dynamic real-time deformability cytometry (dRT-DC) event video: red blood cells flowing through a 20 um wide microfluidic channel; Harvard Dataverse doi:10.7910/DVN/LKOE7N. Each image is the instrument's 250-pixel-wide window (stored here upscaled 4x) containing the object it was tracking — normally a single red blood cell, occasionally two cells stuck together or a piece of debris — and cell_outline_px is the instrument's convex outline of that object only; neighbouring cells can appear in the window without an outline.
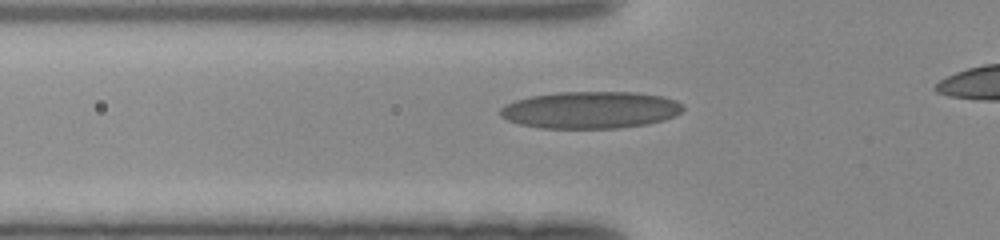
{"species": "human", "species_latin": "Homo sapiens", "temperature_condition": "room temperature", "stored_images_in_passage": 34, "camera_frame_rate_fps": 3000, "um_per_image_px": 0.085, "donor": {"sex": "female"}, "frame": {"image": 1, "passage_image": 8, "time_ms": 2.333, "image_size_px": [1000, 240], "cell_outline_px": [[684, 108], [676, 116], [664, 120], [648, 124], [616, 128], [540, 128], [520, 124], [508, 120], [500, 116], [500, 108], [504, 104], [516, 100], [532, 96], [560, 92], [636, 92], [660, 96], [676, 100], [684, 104]], "centroid_in_image_um": [50.2, 9.35], "position_along_channel_um": 75.6, "area_um2": 39.54}}
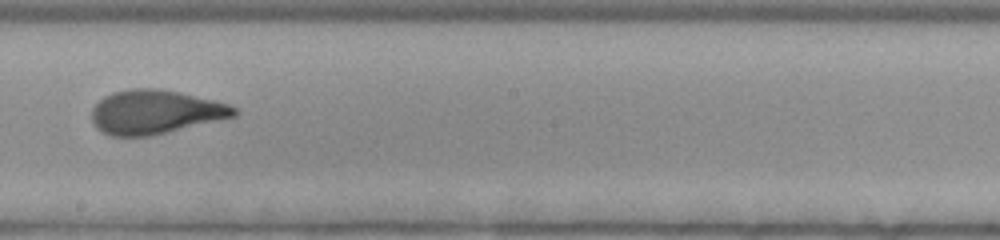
{"frame": {"image": 2, "passage_image": 19, "time_ms": 6.0, "image_size_px": [1000, 240], "cell_outline_px": [[240, 112], [236, 116], [152, 136], [112, 136], [96, 128], [92, 120], [92, 108], [104, 96], [112, 92], [132, 88], [160, 88], [180, 92], [216, 100], [228, 104], [236, 108]], "centroid_in_image_um": [13.22, 9.51], "position_along_channel_um": 235.0, "area_um2": 36.7}}
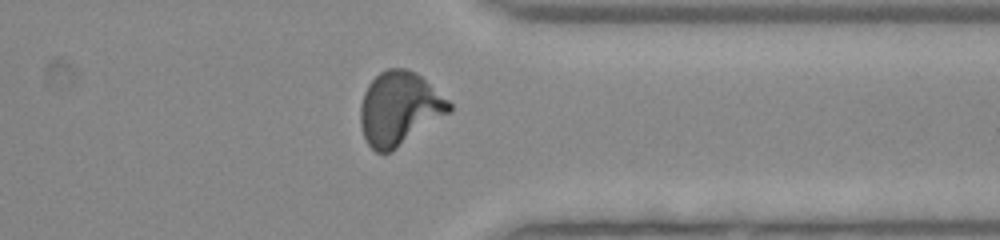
{"frame": {"image": 3, "passage_image": 29, "time_ms": 9.333, "image_size_px": [1000, 240], "cell_outline_px": [[452, 112], [392, 152], [376, 152], [368, 144], [364, 136], [360, 124], [360, 104], [364, 92], [368, 84], [380, 72], [388, 68], [404, 68], [416, 72], [448, 100], [452, 104]], "centroid_in_image_um": [33.95, 9.24], "position_along_channel_um": 377.5, "area_um2": 38.21}}